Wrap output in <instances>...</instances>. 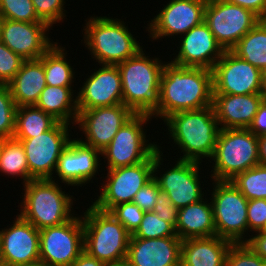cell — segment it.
Instances as JSON below:
<instances>
[{"label":"cell","instance_id":"1","mask_svg":"<svg viewBox=\"0 0 266 266\" xmlns=\"http://www.w3.org/2000/svg\"><path fill=\"white\" fill-rule=\"evenodd\" d=\"M212 70L166 62L160 78L155 118L164 121L173 113L212 105Z\"/></svg>","mask_w":266,"mask_h":266},{"label":"cell","instance_id":"2","mask_svg":"<svg viewBox=\"0 0 266 266\" xmlns=\"http://www.w3.org/2000/svg\"><path fill=\"white\" fill-rule=\"evenodd\" d=\"M175 145L181 148L180 160L201 163L212 159L220 131L213 106L173 113L164 120Z\"/></svg>","mask_w":266,"mask_h":266},{"label":"cell","instance_id":"3","mask_svg":"<svg viewBox=\"0 0 266 266\" xmlns=\"http://www.w3.org/2000/svg\"><path fill=\"white\" fill-rule=\"evenodd\" d=\"M149 57L142 48L117 67L122 81L123 104L134 114H147L154 118L164 63L159 57Z\"/></svg>","mask_w":266,"mask_h":266},{"label":"cell","instance_id":"4","mask_svg":"<svg viewBox=\"0 0 266 266\" xmlns=\"http://www.w3.org/2000/svg\"><path fill=\"white\" fill-rule=\"evenodd\" d=\"M55 181L33 179L24 185L19 215L38 230L66 223L74 217L73 196L65 194Z\"/></svg>","mask_w":266,"mask_h":266},{"label":"cell","instance_id":"5","mask_svg":"<svg viewBox=\"0 0 266 266\" xmlns=\"http://www.w3.org/2000/svg\"><path fill=\"white\" fill-rule=\"evenodd\" d=\"M83 214L84 251L106 264L125 262L131 238L125 227L92 204Z\"/></svg>","mask_w":266,"mask_h":266},{"label":"cell","instance_id":"6","mask_svg":"<svg viewBox=\"0 0 266 266\" xmlns=\"http://www.w3.org/2000/svg\"><path fill=\"white\" fill-rule=\"evenodd\" d=\"M121 19L111 17H90L84 27V44L92 59L100 65H117L135 56L141 49Z\"/></svg>","mask_w":266,"mask_h":266},{"label":"cell","instance_id":"7","mask_svg":"<svg viewBox=\"0 0 266 266\" xmlns=\"http://www.w3.org/2000/svg\"><path fill=\"white\" fill-rule=\"evenodd\" d=\"M211 179L231 181L237 174L259 165L258 137L250 130L220 129L214 155Z\"/></svg>","mask_w":266,"mask_h":266},{"label":"cell","instance_id":"8","mask_svg":"<svg viewBox=\"0 0 266 266\" xmlns=\"http://www.w3.org/2000/svg\"><path fill=\"white\" fill-rule=\"evenodd\" d=\"M212 184L214 187L210 200L216 235L232 243H247L245 233L248 231V199L231 181L214 180Z\"/></svg>","mask_w":266,"mask_h":266},{"label":"cell","instance_id":"9","mask_svg":"<svg viewBox=\"0 0 266 266\" xmlns=\"http://www.w3.org/2000/svg\"><path fill=\"white\" fill-rule=\"evenodd\" d=\"M149 119L151 120L150 115L134 114L119 129L110 144L101 151L100 157L106 158L108 169L144 162L161 148L146 140V130L143 127Z\"/></svg>","mask_w":266,"mask_h":266},{"label":"cell","instance_id":"10","mask_svg":"<svg viewBox=\"0 0 266 266\" xmlns=\"http://www.w3.org/2000/svg\"><path fill=\"white\" fill-rule=\"evenodd\" d=\"M259 21L251 10L239 5L224 0H207L204 22L224 51L231 50Z\"/></svg>","mask_w":266,"mask_h":266},{"label":"cell","instance_id":"11","mask_svg":"<svg viewBox=\"0 0 266 266\" xmlns=\"http://www.w3.org/2000/svg\"><path fill=\"white\" fill-rule=\"evenodd\" d=\"M153 166L154 153L144 162L107 169V181L102 183V191L92 205L109 212L118 204L132 202L139 189L153 178Z\"/></svg>","mask_w":266,"mask_h":266},{"label":"cell","instance_id":"12","mask_svg":"<svg viewBox=\"0 0 266 266\" xmlns=\"http://www.w3.org/2000/svg\"><path fill=\"white\" fill-rule=\"evenodd\" d=\"M69 124L57 122L50 130L33 138H14L21 142L32 179H52L58 159L71 140Z\"/></svg>","mask_w":266,"mask_h":266},{"label":"cell","instance_id":"13","mask_svg":"<svg viewBox=\"0 0 266 266\" xmlns=\"http://www.w3.org/2000/svg\"><path fill=\"white\" fill-rule=\"evenodd\" d=\"M163 153L158 148L154 152L153 178L157 181L160 190L167 193L173 205L180 209L203 199L199 165L201 163L178 159L172 168L159 177L157 172L163 165ZM162 161V162H161Z\"/></svg>","mask_w":266,"mask_h":266},{"label":"cell","instance_id":"14","mask_svg":"<svg viewBox=\"0 0 266 266\" xmlns=\"http://www.w3.org/2000/svg\"><path fill=\"white\" fill-rule=\"evenodd\" d=\"M40 260L51 266H71L84 251L82 215L39 230Z\"/></svg>","mask_w":266,"mask_h":266},{"label":"cell","instance_id":"15","mask_svg":"<svg viewBox=\"0 0 266 266\" xmlns=\"http://www.w3.org/2000/svg\"><path fill=\"white\" fill-rule=\"evenodd\" d=\"M262 71L225 50L212 68L213 94L245 95L261 92Z\"/></svg>","mask_w":266,"mask_h":266},{"label":"cell","instance_id":"16","mask_svg":"<svg viewBox=\"0 0 266 266\" xmlns=\"http://www.w3.org/2000/svg\"><path fill=\"white\" fill-rule=\"evenodd\" d=\"M78 111L76 124L86 137L85 141L79 140L99 151L110 144L119 129L134 115L124 104Z\"/></svg>","mask_w":266,"mask_h":266},{"label":"cell","instance_id":"17","mask_svg":"<svg viewBox=\"0 0 266 266\" xmlns=\"http://www.w3.org/2000/svg\"><path fill=\"white\" fill-rule=\"evenodd\" d=\"M45 22H21L0 18V40L24 60L39 59L55 43Z\"/></svg>","mask_w":266,"mask_h":266},{"label":"cell","instance_id":"18","mask_svg":"<svg viewBox=\"0 0 266 266\" xmlns=\"http://www.w3.org/2000/svg\"><path fill=\"white\" fill-rule=\"evenodd\" d=\"M207 0H171L148 24L153 40L184 35L204 21Z\"/></svg>","mask_w":266,"mask_h":266},{"label":"cell","instance_id":"19","mask_svg":"<svg viewBox=\"0 0 266 266\" xmlns=\"http://www.w3.org/2000/svg\"><path fill=\"white\" fill-rule=\"evenodd\" d=\"M12 225L0 231L2 263L7 266H19L39 260V230L19 214Z\"/></svg>","mask_w":266,"mask_h":266},{"label":"cell","instance_id":"20","mask_svg":"<svg viewBox=\"0 0 266 266\" xmlns=\"http://www.w3.org/2000/svg\"><path fill=\"white\" fill-rule=\"evenodd\" d=\"M101 151L82 143L79 139H71L62 151L55 173L61 182L68 186H80L90 182L101 165ZM93 177V178H92Z\"/></svg>","mask_w":266,"mask_h":266},{"label":"cell","instance_id":"21","mask_svg":"<svg viewBox=\"0 0 266 266\" xmlns=\"http://www.w3.org/2000/svg\"><path fill=\"white\" fill-rule=\"evenodd\" d=\"M77 92L78 110L123 104L122 81L117 65H100Z\"/></svg>","mask_w":266,"mask_h":266},{"label":"cell","instance_id":"22","mask_svg":"<svg viewBox=\"0 0 266 266\" xmlns=\"http://www.w3.org/2000/svg\"><path fill=\"white\" fill-rule=\"evenodd\" d=\"M181 40L178 55L171 60L180 66L212 70L224 52L204 21L191 28Z\"/></svg>","mask_w":266,"mask_h":266},{"label":"cell","instance_id":"23","mask_svg":"<svg viewBox=\"0 0 266 266\" xmlns=\"http://www.w3.org/2000/svg\"><path fill=\"white\" fill-rule=\"evenodd\" d=\"M182 240L178 236L130 238L128 266H180Z\"/></svg>","mask_w":266,"mask_h":266},{"label":"cell","instance_id":"24","mask_svg":"<svg viewBox=\"0 0 266 266\" xmlns=\"http://www.w3.org/2000/svg\"><path fill=\"white\" fill-rule=\"evenodd\" d=\"M262 101L260 93L213 94L212 106L220 129H247Z\"/></svg>","mask_w":266,"mask_h":266},{"label":"cell","instance_id":"25","mask_svg":"<svg viewBox=\"0 0 266 266\" xmlns=\"http://www.w3.org/2000/svg\"><path fill=\"white\" fill-rule=\"evenodd\" d=\"M231 245L217 235L182 240L180 266H225Z\"/></svg>","mask_w":266,"mask_h":266},{"label":"cell","instance_id":"26","mask_svg":"<svg viewBox=\"0 0 266 266\" xmlns=\"http://www.w3.org/2000/svg\"><path fill=\"white\" fill-rule=\"evenodd\" d=\"M7 86L17 107L35 105L40 93L46 87L42 61L24 60L20 70Z\"/></svg>","mask_w":266,"mask_h":266},{"label":"cell","instance_id":"27","mask_svg":"<svg viewBox=\"0 0 266 266\" xmlns=\"http://www.w3.org/2000/svg\"><path fill=\"white\" fill-rule=\"evenodd\" d=\"M176 235L188 238L212 237L216 235L212 203L206 198L178 209Z\"/></svg>","mask_w":266,"mask_h":266},{"label":"cell","instance_id":"28","mask_svg":"<svg viewBox=\"0 0 266 266\" xmlns=\"http://www.w3.org/2000/svg\"><path fill=\"white\" fill-rule=\"evenodd\" d=\"M73 92L75 91L72 90V86L46 85L40 93L35 106L51 115L58 122L76 125L79 111L77 107V95L73 96Z\"/></svg>","mask_w":266,"mask_h":266},{"label":"cell","instance_id":"29","mask_svg":"<svg viewBox=\"0 0 266 266\" xmlns=\"http://www.w3.org/2000/svg\"><path fill=\"white\" fill-rule=\"evenodd\" d=\"M238 57L251 65L266 70V19L260 21L247 32L231 49Z\"/></svg>","mask_w":266,"mask_h":266},{"label":"cell","instance_id":"30","mask_svg":"<svg viewBox=\"0 0 266 266\" xmlns=\"http://www.w3.org/2000/svg\"><path fill=\"white\" fill-rule=\"evenodd\" d=\"M58 121L35 105L17 107L13 138H33L50 130Z\"/></svg>","mask_w":266,"mask_h":266},{"label":"cell","instance_id":"31","mask_svg":"<svg viewBox=\"0 0 266 266\" xmlns=\"http://www.w3.org/2000/svg\"><path fill=\"white\" fill-rule=\"evenodd\" d=\"M65 47L55 44L39 59L43 63L46 85L72 86L74 74L72 66L67 62Z\"/></svg>","mask_w":266,"mask_h":266},{"label":"cell","instance_id":"32","mask_svg":"<svg viewBox=\"0 0 266 266\" xmlns=\"http://www.w3.org/2000/svg\"><path fill=\"white\" fill-rule=\"evenodd\" d=\"M0 171L7 176L21 177L23 185L33 180L30 177L27 158L20 141L10 138L3 144L0 157Z\"/></svg>","mask_w":266,"mask_h":266},{"label":"cell","instance_id":"33","mask_svg":"<svg viewBox=\"0 0 266 266\" xmlns=\"http://www.w3.org/2000/svg\"><path fill=\"white\" fill-rule=\"evenodd\" d=\"M231 182L248 199H266V165L237 174Z\"/></svg>","mask_w":266,"mask_h":266},{"label":"cell","instance_id":"34","mask_svg":"<svg viewBox=\"0 0 266 266\" xmlns=\"http://www.w3.org/2000/svg\"><path fill=\"white\" fill-rule=\"evenodd\" d=\"M177 236L175 228L168 222L160 220L153 211L144 212L142 221L131 238L155 239Z\"/></svg>","mask_w":266,"mask_h":266},{"label":"cell","instance_id":"35","mask_svg":"<svg viewBox=\"0 0 266 266\" xmlns=\"http://www.w3.org/2000/svg\"><path fill=\"white\" fill-rule=\"evenodd\" d=\"M0 18L21 22H43L32 0H0Z\"/></svg>","mask_w":266,"mask_h":266},{"label":"cell","instance_id":"36","mask_svg":"<svg viewBox=\"0 0 266 266\" xmlns=\"http://www.w3.org/2000/svg\"><path fill=\"white\" fill-rule=\"evenodd\" d=\"M17 105L7 85H0V138H13Z\"/></svg>","mask_w":266,"mask_h":266},{"label":"cell","instance_id":"37","mask_svg":"<svg viewBox=\"0 0 266 266\" xmlns=\"http://www.w3.org/2000/svg\"><path fill=\"white\" fill-rule=\"evenodd\" d=\"M225 266H266L248 243H232L226 255Z\"/></svg>","mask_w":266,"mask_h":266},{"label":"cell","instance_id":"38","mask_svg":"<svg viewBox=\"0 0 266 266\" xmlns=\"http://www.w3.org/2000/svg\"><path fill=\"white\" fill-rule=\"evenodd\" d=\"M109 213L114 216L132 235L140 226L144 211L133 202L114 206Z\"/></svg>","mask_w":266,"mask_h":266},{"label":"cell","instance_id":"39","mask_svg":"<svg viewBox=\"0 0 266 266\" xmlns=\"http://www.w3.org/2000/svg\"><path fill=\"white\" fill-rule=\"evenodd\" d=\"M38 17L50 27L63 21L65 0H32Z\"/></svg>","mask_w":266,"mask_h":266},{"label":"cell","instance_id":"40","mask_svg":"<svg viewBox=\"0 0 266 266\" xmlns=\"http://www.w3.org/2000/svg\"><path fill=\"white\" fill-rule=\"evenodd\" d=\"M23 61L24 59L0 40V85H7L12 80L20 70Z\"/></svg>","mask_w":266,"mask_h":266},{"label":"cell","instance_id":"41","mask_svg":"<svg viewBox=\"0 0 266 266\" xmlns=\"http://www.w3.org/2000/svg\"><path fill=\"white\" fill-rule=\"evenodd\" d=\"M248 232L265 231L266 199L248 200L247 207ZM250 230V231H249Z\"/></svg>","mask_w":266,"mask_h":266},{"label":"cell","instance_id":"42","mask_svg":"<svg viewBox=\"0 0 266 266\" xmlns=\"http://www.w3.org/2000/svg\"><path fill=\"white\" fill-rule=\"evenodd\" d=\"M160 188L157 181L152 178L135 194L133 203L140 207L144 212L152 211L157 204V197Z\"/></svg>","mask_w":266,"mask_h":266},{"label":"cell","instance_id":"43","mask_svg":"<svg viewBox=\"0 0 266 266\" xmlns=\"http://www.w3.org/2000/svg\"><path fill=\"white\" fill-rule=\"evenodd\" d=\"M157 204L152 210L157 214L158 218L170 223L174 228L177 223L178 209L168 197L167 193L160 190L157 197Z\"/></svg>","mask_w":266,"mask_h":266},{"label":"cell","instance_id":"44","mask_svg":"<svg viewBox=\"0 0 266 266\" xmlns=\"http://www.w3.org/2000/svg\"><path fill=\"white\" fill-rule=\"evenodd\" d=\"M256 137L266 134V101H262L251 124L247 128Z\"/></svg>","mask_w":266,"mask_h":266},{"label":"cell","instance_id":"45","mask_svg":"<svg viewBox=\"0 0 266 266\" xmlns=\"http://www.w3.org/2000/svg\"><path fill=\"white\" fill-rule=\"evenodd\" d=\"M251 10L260 19H266V0H224Z\"/></svg>","mask_w":266,"mask_h":266},{"label":"cell","instance_id":"46","mask_svg":"<svg viewBox=\"0 0 266 266\" xmlns=\"http://www.w3.org/2000/svg\"><path fill=\"white\" fill-rule=\"evenodd\" d=\"M248 245L266 261V231L257 232L248 239Z\"/></svg>","mask_w":266,"mask_h":266},{"label":"cell","instance_id":"47","mask_svg":"<svg viewBox=\"0 0 266 266\" xmlns=\"http://www.w3.org/2000/svg\"><path fill=\"white\" fill-rule=\"evenodd\" d=\"M71 266H107V264L83 251Z\"/></svg>","mask_w":266,"mask_h":266},{"label":"cell","instance_id":"48","mask_svg":"<svg viewBox=\"0 0 266 266\" xmlns=\"http://www.w3.org/2000/svg\"><path fill=\"white\" fill-rule=\"evenodd\" d=\"M259 164L266 165V134L258 137Z\"/></svg>","mask_w":266,"mask_h":266},{"label":"cell","instance_id":"49","mask_svg":"<svg viewBox=\"0 0 266 266\" xmlns=\"http://www.w3.org/2000/svg\"><path fill=\"white\" fill-rule=\"evenodd\" d=\"M260 95L263 98V101H266V73H262V81H261V92Z\"/></svg>","mask_w":266,"mask_h":266},{"label":"cell","instance_id":"50","mask_svg":"<svg viewBox=\"0 0 266 266\" xmlns=\"http://www.w3.org/2000/svg\"><path fill=\"white\" fill-rule=\"evenodd\" d=\"M19 266H51L50 264H48L47 262H44L42 260H37L31 263H27V264H23V265H19Z\"/></svg>","mask_w":266,"mask_h":266},{"label":"cell","instance_id":"51","mask_svg":"<svg viewBox=\"0 0 266 266\" xmlns=\"http://www.w3.org/2000/svg\"><path fill=\"white\" fill-rule=\"evenodd\" d=\"M107 266H128L126 262L118 263V264H107Z\"/></svg>","mask_w":266,"mask_h":266},{"label":"cell","instance_id":"52","mask_svg":"<svg viewBox=\"0 0 266 266\" xmlns=\"http://www.w3.org/2000/svg\"><path fill=\"white\" fill-rule=\"evenodd\" d=\"M6 139H3V138H0V157H1V151H2V148H3V144H4V141Z\"/></svg>","mask_w":266,"mask_h":266},{"label":"cell","instance_id":"53","mask_svg":"<svg viewBox=\"0 0 266 266\" xmlns=\"http://www.w3.org/2000/svg\"><path fill=\"white\" fill-rule=\"evenodd\" d=\"M3 263H2V260H1V255H0V266L2 265Z\"/></svg>","mask_w":266,"mask_h":266}]
</instances>
